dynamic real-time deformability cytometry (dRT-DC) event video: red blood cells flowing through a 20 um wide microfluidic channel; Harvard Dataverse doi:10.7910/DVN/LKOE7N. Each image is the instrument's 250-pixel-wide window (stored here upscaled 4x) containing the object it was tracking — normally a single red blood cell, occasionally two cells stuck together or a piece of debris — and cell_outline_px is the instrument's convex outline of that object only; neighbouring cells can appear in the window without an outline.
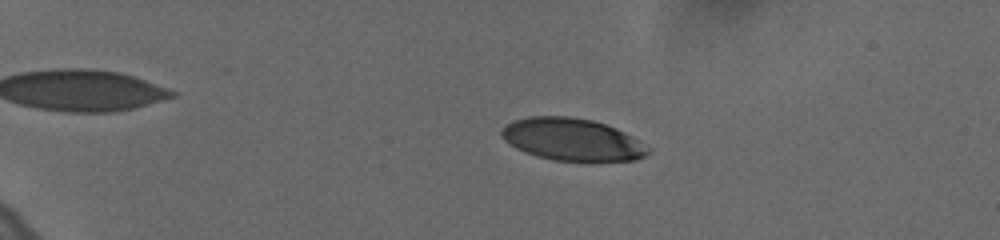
{"species": "human", "species_latin": "Homo sapiens", "temperature_condition": "cold", "stored_images_in_passage": 59, "camera_frame_rate_fps": 3000, "um_per_image_px": 0.085, "donor": {"sex": "female"}, "frame": {"image": 1, "passage_image": 14, "time_ms": 4.333, "image_size_px": [1000, 240], "cell_outline_px": [[652, 148], [644, 156], [636, 160], [552, 160], [536, 156], [524, 152], [516, 148], [504, 140], [500, 136], [500, 132], [512, 120], [528, 116], [572, 116], [592, 120], [616, 128], [632, 136]], "centroid_in_image_um": [48.61, 11.84], "position_along_channel_um": 36.4, "area_um2": 36.01}}
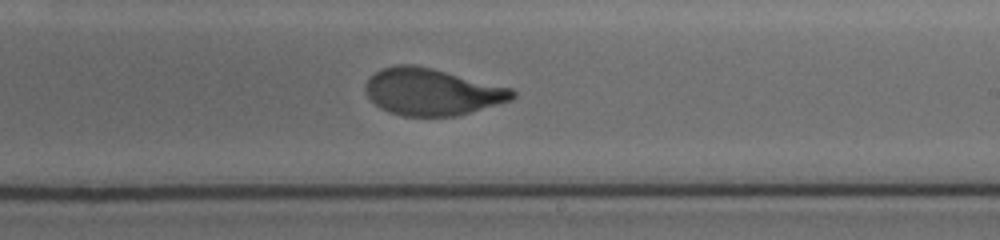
{"frame": {"image": 2, "passage_image": 39, "time_ms": 12.667, "image_size_px": [1000, 240], "cell_outline_px": [[516, 96], [512, 100], [456, 116], [404, 116], [388, 112], [380, 108], [368, 96], [364, 88], [368, 80], [380, 68], [396, 64], [412, 64], [432, 68], [512, 88], [516, 92]], "centroid_in_image_um": [36.72, 7.8], "position_along_channel_um": 252.3, "area_um2": 40.06}}
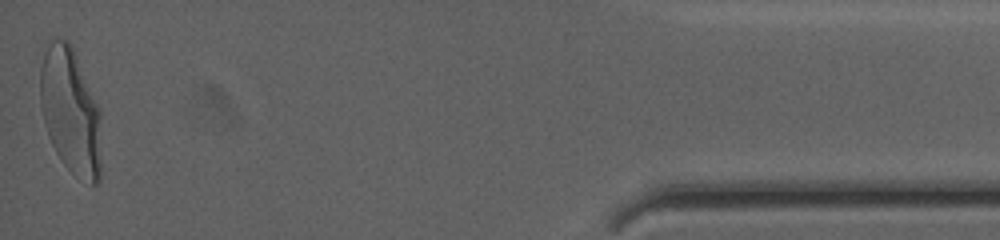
{"frame": {"image": 3, "passage_image": 59, "time_ms": 19.333, "image_size_px": [1000, 240], "cell_outline_px": [[100, 180], [96, 184], [92, 184], [76, 176], [64, 164], [56, 152], [48, 136], [44, 124], [40, 104], [40, 68], [44, 52], [52, 36], [68, 40], [72, 44], [100, 108]], "centroid_in_image_um": [5.98, 9.39], "position_along_channel_um": 429.2, "area_um2": 45.37}, "authors_computed_cell_mechanics": {"area_um2": 40.46, "velocity_mm_per_s": 3.6384, "shape_relaxation_time_tau1_ms": 4.3611, "shape_relaxation_time_tau2_ms": null, "deformation_change_tau1": 0.1931, "deformation_change_tau2": null}}